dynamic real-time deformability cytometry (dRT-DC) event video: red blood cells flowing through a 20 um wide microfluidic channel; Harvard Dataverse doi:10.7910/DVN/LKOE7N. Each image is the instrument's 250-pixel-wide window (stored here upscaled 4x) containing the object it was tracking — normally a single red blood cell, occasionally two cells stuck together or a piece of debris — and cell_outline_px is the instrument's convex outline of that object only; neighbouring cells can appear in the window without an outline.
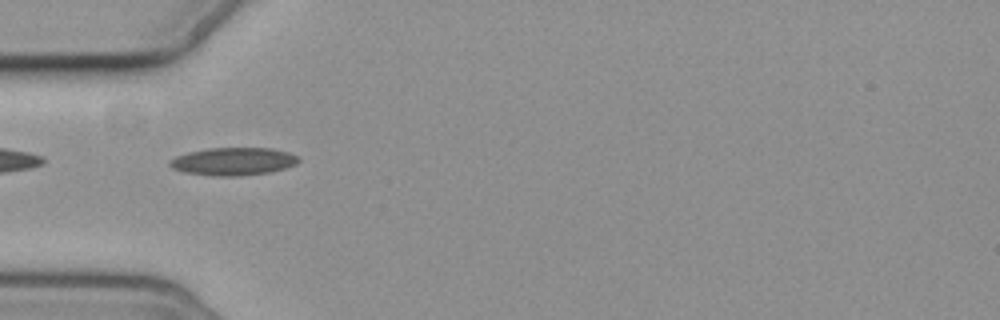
{"species": "common noctule bat (a hibernating species)", "species_latin": "Nyctalus noctula", "temperature_condition": "cold", "stored_images_in_passage": 7, "camera_frame_rate_fps": 3000, "um_per_image_px": 0.085, "animal": {"sex": "female", "body_mass_g": 19.3, "forearm_length_mm": 54.1}, "frame": {"image": 1, "passage_image": 1, "time_ms": 0.0, "image_size_px": [1000, 320], "cell_outline_px": [[300, 160], [296, 164], [272, 172], [240, 176], [212, 176], [184, 172], [172, 168], [168, 164], [168, 160], [176, 156], [188, 152], [208, 148], [272, 148], [288, 152], [300, 156]], "centroid_in_image_um": [19.83, 13.72], "position_along_channel_um": 65.2, "area_um2": 21.1}}
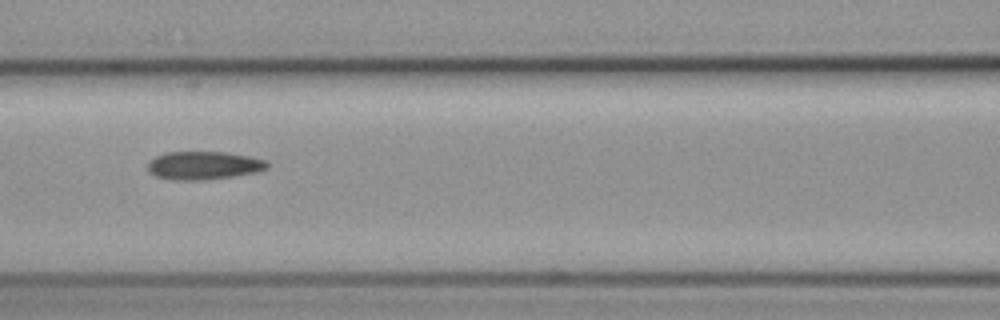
{"frame": {"image": 2, "passage_image": 3, "time_ms": 2.333, "image_size_px": [1000, 320], "cell_outline_px": [[268, 168], [256, 172], [232, 176], [204, 180], [176, 180], [156, 176], [148, 172], [148, 160], [164, 152], [224, 152], [248, 156], [268, 160]], "centroid_in_image_um": [17.29, 14.06], "position_along_channel_um": 149.3, "area_um2": 19.65}}
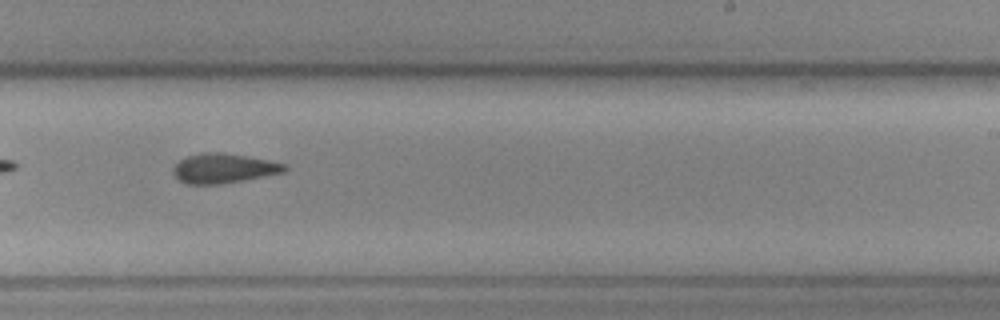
{"frame": {"image": 3, "passage_image": 6, "time_ms": 5.667, "image_size_px": [1000, 320], "cell_outline_px": [[288, 168], [284, 172], [220, 184], [188, 184], [180, 180], [172, 172], [172, 168], [180, 160], [188, 156], [200, 152], [220, 152], [268, 160], [284, 164]], "centroid_in_image_um": [18.97, 14.3], "position_along_channel_um": 270.0, "area_um2": 18.9}}